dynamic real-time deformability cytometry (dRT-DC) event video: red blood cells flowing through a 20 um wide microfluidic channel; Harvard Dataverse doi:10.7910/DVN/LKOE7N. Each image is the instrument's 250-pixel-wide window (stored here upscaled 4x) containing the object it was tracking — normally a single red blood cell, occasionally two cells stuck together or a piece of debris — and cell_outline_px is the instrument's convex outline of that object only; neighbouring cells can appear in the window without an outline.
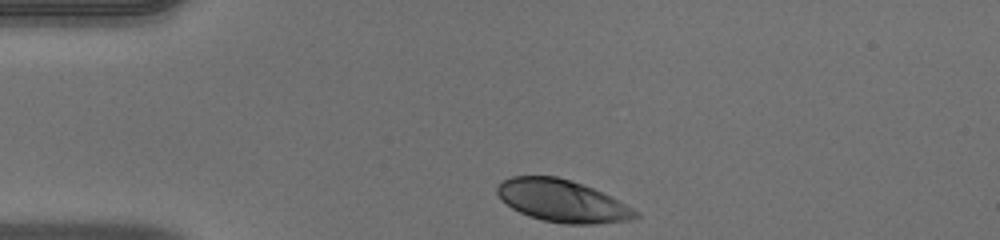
{"species": "human", "species_latin": "Homo sapiens", "temperature_condition": "warm", "stored_images_in_passage": 33, "camera_frame_rate_fps": 3000, "um_per_image_px": 0.085, "donor": {"sex": "male"}, "frame": {"image": 1, "passage_image": 1, "time_ms": 0.0, "image_size_px": [1000, 240], "cell_outline_px": [[640, 216], [636, 220], [596, 224], [564, 224], [544, 220], [528, 216], [512, 208], [500, 200], [496, 192], [496, 184], [512, 176], [556, 176], [592, 188], [612, 196], [640, 212]], "centroid_in_image_um": [47.81, 17.09], "position_along_channel_um": 37.2, "area_um2": 34.28}}
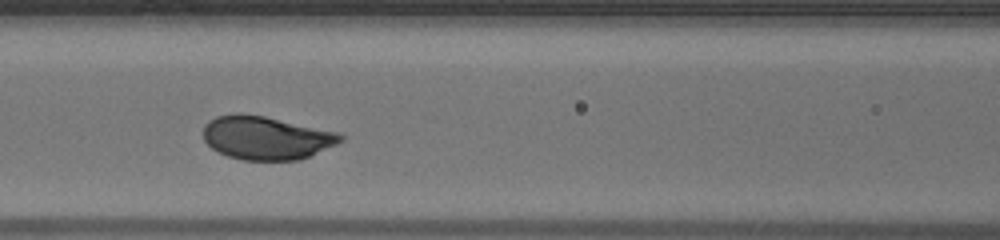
{"frame": {"image": 2, "passage_image": 12, "time_ms": 3.667, "image_size_px": [1000, 240], "cell_outline_px": [[344, 140], [336, 144], [300, 160], [244, 160], [228, 156], [212, 148], [204, 140], [204, 124], [208, 120], [216, 116], [236, 112], [240, 112], [264, 116], [340, 132], [344, 136]], "centroid_in_image_um": [22.63, 11.7], "position_along_channel_um": 144.0, "area_um2": 34.85}}
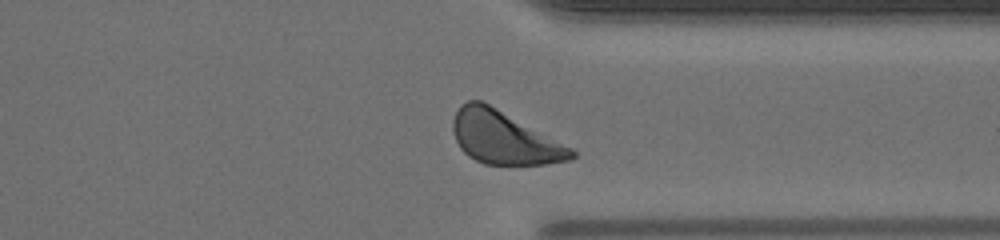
{"frame": {"image": 3, "passage_image": 29, "time_ms": 9.333, "image_size_px": [1000, 240], "cell_outline_px": [[576, 156], [572, 160], [544, 164], [484, 164], [468, 156], [460, 148], [456, 140], [452, 128], [452, 120], [460, 104], [468, 100], [480, 100], [488, 104], [572, 148], [576, 152]], "centroid_in_image_um": [42.82, 11.71], "position_along_channel_um": 368.6, "area_um2": 36.01}, "authors_computed_cell_mechanics": {"area_um2": 34.5066, "velocity_mm_per_s": 3.9739, "shape_relaxation_time_tau1_ms": 1.9562, "shape_relaxation_time_tau2_ms": null, "deformation_change_tau1": 0.1358, "deformation_change_tau2": null}}